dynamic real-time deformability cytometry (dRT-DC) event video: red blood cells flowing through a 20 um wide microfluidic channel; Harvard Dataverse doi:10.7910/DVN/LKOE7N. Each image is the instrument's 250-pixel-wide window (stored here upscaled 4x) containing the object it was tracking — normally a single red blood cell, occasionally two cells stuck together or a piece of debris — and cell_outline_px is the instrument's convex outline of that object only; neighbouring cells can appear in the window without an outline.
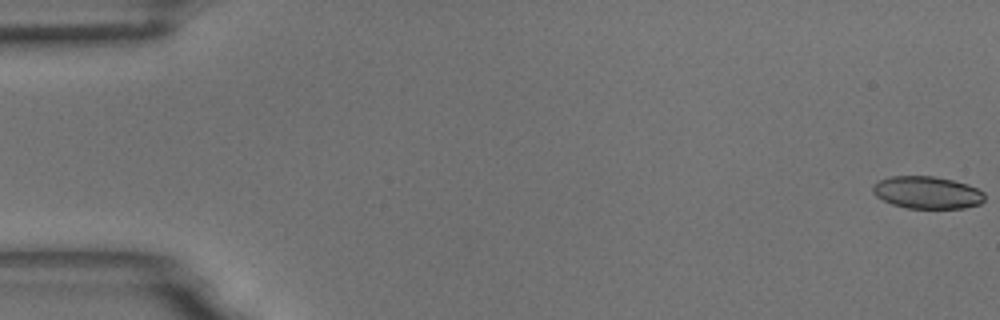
{"species": "common noctule bat (a hibernating species)", "species_latin": "Nyctalus noctula", "temperature_condition": "room temperature", "stored_images_in_passage": 57, "camera_frame_rate_fps": 3000, "um_per_image_px": 0.085, "animal": {"sex": "male", "body_mass_g": 18.8}, "frame": {"image": 1, "passage_image": 1, "time_ms": 0.0, "image_size_px": [1000, 320], "cell_outline_px": [[984, 200], [980, 204], [964, 208], [908, 208], [892, 204], [876, 196], [872, 192], [872, 188], [880, 180], [892, 176], [932, 176], [952, 180], [968, 184], [984, 192]], "centroid_in_image_um": [78.83, 16.37], "position_along_channel_um": 6.2, "area_um2": 20.92}}
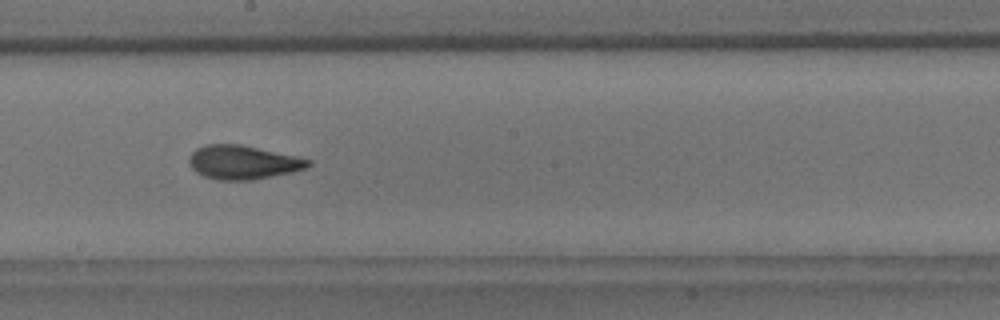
{"frame": {"image": 2, "passage_image": 32, "time_ms": 10.333, "image_size_px": [1000, 320], "cell_outline_px": [[312, 164], [308, 168], [292, 172], [252, 180], [216, 180], [204, 176], [196, 172], [192, 168], [188, 160], [192, 152], [196, 148], [208, 144], [240, 144], [312, 160]], "centroid_in_image_um": [20.65, 13.8], "position_along_channel_um": 227.6, "area_um2": 23.41}}
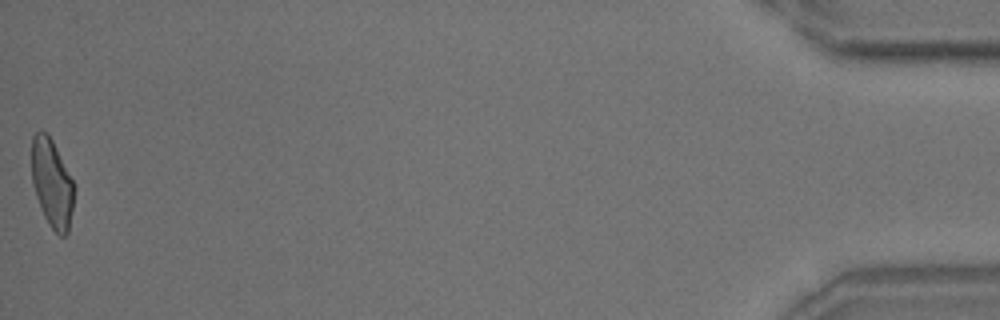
{"frame": {"image": 3, "passage_image": 57, "time_ms": 18.667, "image_size_px": [1000, 320], "cell_outline_px": [[76, 188], [68, 232], [64, 236], [60, 236], [48, 224], [44, 216], [36, 196], [32, 184], [32, 136], [36, 132], [48, 132]], "centroid_in_image_um": [4.42, 15.59], "position_along_channel_um": 430.8, "area_um2": 21.73}, "authors_computed_cell_mechanics": {"area_um2": 22.6576, "velocity_mm_per_s": 3.6039, "shape_relaxation_time_tau1_ms": 8.8055, "shape_relaxation_time_tau2_ms": 1.9136, "deformation_change_tau1": 0.2315, "deformation_change_tau2": 0.0939}}